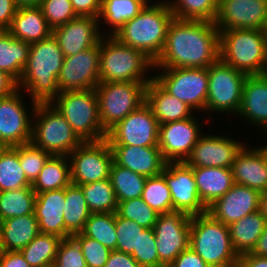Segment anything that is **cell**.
Here are the masks:
<instances>
[{
	"label": "cell",
	"mask_w": 267,
	"mask_h": 267,
	"mask_svg": "<svg viewBox=\"0 0 267 267\" xmlns=\"http://www.w3.org/2000/svg\"><path fill=\"white\" fill-rule=\"evenodd\" d=\"M116 226V250L132 255L134 250H138L140 242V233L145 229L134 220L120 217L115 212Z\"/></svg>",
	"instance_id": "bcb514c9"
},
{
	"label": "cell",
	"mask_w": 267,
	"mask_h": 267,
	"mask_svg": "<svg viewBox=\"0 0 267 267\" xmlns=\"http://www.w3.org/2000/svg\"><path fill=\"white\" fill-rule=\"evenodd\" d=\"M156 247L154 229L145 228L140 233L139 248L131 256L141 267H164L159 261Z\"/></svg>",
	"instance_id": "c3c4849f"
},
{
	"label": "cell",
	"mask_w": 267,
	"mask_h": 267,
	"mask_svg": "<svg viewBox=\"0 0 267 267\" xmlns=\"http://www.w3.org/2000/svg\"><path fill=\"white\" fill-rule=\"evenodd\" d=\"M72 237L78 242L88 267H104L112 250L97 240L85 236L82 232Z\"/></svg>",
	"instance_id": "681fc988"
},
{
	"label": "cell",
	"mask_w": 267,
	"mask_h": 267,
	"mask_svg": "<svg viewBox=\"0 0 267 267\" xmlns=\"http://www.w3.org/2000/svg\"><path fill=\"white\" fill-rule=\"evenodd\" d=\"M18 155L20 165L31 185L38 177L47 160L52 156L50 153L34 146L31 142L18 145Z\"/></svg>",
	"instance_id": "f6af8a7d"
},
{
	"label": "cell",
	"mask_w": 267,
	"mask_h": 267,
	"mask_svg": "<svg viewBox=\"0 0 267 267\" xmlns=\"http://www.w3.org/2000/svg\"><path fill=\"white\" fill-rule=\"evenodd\" d=\"M264 32L267 34V24L265 26Z\"/></svg>",
	"instance_id": "03108f58"
},
{
	"label": "cell",
	"mask_w": 267,
	"mask_h": 267,
	"mask_svg": "<svg viewBox=\"0 0 267 267\" xmlns=\"http://www.w3.org/2000/svg\"><path fill=\"white\" fill-rule=\"evenodd\" d=\"M168 4L173 17L179 20L215 22L218 14V0H174Z\"/></svg>",
	"instance_id": "60d3db41"
},
{
	"label": "cell",
	"mask_w": 267,
	"mask_h": 267,
	"mask_svg": "<svg viewBox=\"0 0 267 267\" xmlns=\"http://www.w3.org/2000/svg\"><path fill=\"white\" fill-rule=\"evenodd\" d=\"M77 16L98 18L101 0H70Z\"/></svg>",
	"instance_id": "f5cc1de1"
},
{
	"label": "cell",
	"mask_w": 267,
	"mask_h": 267,
	"mask_svg": "<svg viewBox=\"0 0 267 267\" xmlns=\"http://www.w3.org/2000/svg\"><path fill=\"white\" fill-rule=\"evenodd\" d=\"M99 18L81 17L52 29L64 57L75 55L97 45L102 38L99 29ZM99 30V31H98Z\"/></svg>",
	"instance_id": "44dd1931"
},
{
	"label": "cell",
	"mask_w": 267,
	"mask_h": 267,
	"mask_svg": "<svg viewBox=\"0 0 267 267\" xmlns=\"http://www.w3.org/2000/svg\"><path fill=\"white\" fill-rule=\"evenodd\" d=\"M100 41L92 48L64 57L57 78L60 93L95 89L99 84Z\"/></svg>",
	"instance_id": "9a60e30c"
},
{
	"label": "cell",
	"mask_w": 267,
	"mask_h": 267,
	"mask_svg": "<svg viewBox=\"0 0 267 267\" xmlns=\"http://www.w3.org/2000/svg\"><path fill=\"white\" fill-rule=\"evenodd\" d=\"M1 267H31L20 251H0Z\"/></svg>",
	"instance_id": "9f6ffc18"
},
{
	"label": "cell",
	"mask_w": 267,
	"mask_h": 267,
	"mask_svg": "<svg viewBox=\"0 0 267 267\" xmlns=\"http://www.w3.org/2000/svg\"><path fill=\"white\" fill-rule=\"evenodd\" d=\"M193 117L159 125L158 147L166 162H185L190 156L203 134L198 119Z\"/></svg>",
	"instance_id": "e0dca14e"
},
{
	"label": "cell",
	"mask_w": 267,
	"mask_h": 267,
	"mask_svg": "<svg viewBox=\"0 0 267 267\" xmlns=\"http://www.w3.org/2000/svg\"><path fill=\"white\" fill-rule=\"evenodd\" d=\"M148 84L99 82L95 91L98 96L100 121L106 132L146 102Z\"/></svg>",
	"instance_id": "9c48e42d"
},
{
	"label": "cell",
	"mask_w": 267,
	"mask_h": 267,
	"mask_svg": "<svg viewBox=\"0 0 267 267\" xmlns=\"http://www.w3.org/2000/svg\"><path fill=\"white\" fill-rule=\"evenodd\" d=\"M51 103L84 142L106 139L107 132L100 121L95 89L64 91L59 93Z\"/></svg>",
	"instance_id": "ba28073f"
},
{
	"label": "cell",
	"mask_w": 267,
	"mask_h": 267,
	"mask_svg": "<svg viewBox=\"0 0 267 267\" xmlns=\"http://www.w3.org/2000/svg\"><path fill=\"white\" fill-rule=\"evenodd\" d=\"M260 213L267 220V191L260 193L259 209Z\"/></svg>",
	"instance_id": "94428289"
},
{
	"label": "cell",
	"mask_w": 267,
	"mask_h": 267,
	"mask_svg": "<svg viewBox=\"0 0 267 267\" xmlns=\"http://www.w3.org/2000/svg\"><path fill=\"white\" fill-rule=\"evenodd\" d=\"M113 162L146 177L160 175L166 166L158 146L110 145Z\"/></svg>",
	"instance_id": "603a6c76"
},
{
	"label": "cell",
	"mask_w": 267,
	"mask_h": 267,
	"mask_svg": "<svg viewBox=\"0 0 267 267\" xmlns=\"http://www.w3.org/2000/svg\"><path fill=\"white\" fill-rule=\"evenodd\" d=\"M191 218L181 211L159 214L153 229L159 261L164 267L190 247Z\"/></svg>",
	"instance_id": "5bb4252c"
},
{
	"label": "cell",
	"mask_w": 267,
	"mask_h": 267,
	"mask_svg": "<svg viewBox=\"0 0 267 267\" xmlns=\"http://www.w3.org/2000/svg\"><path fill=\"white\" fill-rule=\"evenodd\" d=\"M18 7L21 6H37L41 0H14Z\"/></svg>",
	"instance_id": "6125c7cd"
},
{
	"label": "cell",
	"mask_w": 267,
	"mask_h": 267,
	"mask_svg": "<svg viewBox=\"0 0 267 267\" xmlns=\"http://www.w3.org/2000/svg\"><path fill=\"white\" fill-rule=\"evenodd\" d=\"M220 31L212 21L173 19L155 69L208 68L220 59Z\"/></svg>",
	"instance_id": "6da1fadb"
},
{
	"label": "cell",
	"mask_w": 267,
	"mask_h": 267,
	"mask_svg": "<svg viewBox=\"0 0 267 267\" xmlns=\"http://www.w3.org/2000/svg\"><path fill=\"white\" fill-rule=\"evenodd\" d=\"M110 180L118 203L142 195L147 177L113 162L110 170Z\"/></svg>",
	"instance_id": "f35d334b"
},
{
	"label": "cell",
	"mask_w": 267,
	"mask_h": 267,
	"mask_svg": "<svg viewBox=\"0 0 267 267\" xmlns=\"http://www.w3.org/2000/svg\"><path fill=\"white\" fill-rule=\"evenodd\" d=\"M91 213H114L118 201L110 178L79 185Z\"/></svg>",
	"instance_id": "ab89813d"
},
{
	"label": "cell",
	"mask_w": 267,
	"mask_h": 267,
	"mask_svg": "<svg viewBox=\"0 0 267 267\" xmlns=\"http://www.w3.org/2000/svg\"><path fill=\"white\" fill-rule=\"evenodd\" d=\"M39 233L34 213L0 221V251H20Z\"/></svg>",
	"instance_id": "f1b7e54d"
},
{
	"label": "cell",
	"mask_w": 267,
	"mask_h": 267,
	"mask_svg": "<svg viewBox=\"0 0 267 267\" xmlns=\"http://www.w3.org/2000/svg\"><path fill=\"white\" fill-rule=\"evenodd\" d=\"M33 113L31 143L55 156H68L84 141L50 103L31 101Z\"/></svg>",
	"instance_id": "8992f818"
},
{
	"label": "cell",
	"mask_w": 267,
	"mask_h": 267,
	"mask_svg": "<svg viewBox=\"0 0 267 267\" xmlns=\"http://www.w3.org/2000/svg\"><path fill=\"white\" fill-rule=\"evenodd\" d=\"M8 31L14 38L29 44L45 40L52 35V28L39 5L18 7Z\"/></svg>",
	"instance_id": "4316f807"
},
{
	"label": "cell",
	"mask_w": 267,
	"mask_h": 267,
	"mask_svg": "<svg viewBox=\"0 0 267 267\" xmlns=\"http://www.w3.org/2000/svg\"><path fill=\"white\" fill-rule=\"evenodd\" d=\"M20 91L21 89L18 88L12 94L0 98V145L2 147H14L31 142L32 119L28 115L29 111H26Z\"/></svg>",
	"instance_id": "ac0fdd59"
},
{
	"label": "cell",
	"mask_w": 267,
	"mask_h": 267,
	"mask_svg": "<svg viewBox=\"0 0 267 267\" xmlns=\"http://www.w3.org/2000/svg\"><path fill=\"white\" fill-rule=\"evenodd\" d=\"M18 9L14 0H0V30H8Z\"/></svg>",
	"instance_id": "db71d44e"
},
{
	"label": "cell",
	"mask_w": 267,
	"mask_h": 267,
	"mask_svg": "<svg viewBox=\"0 0 267 267\" xmlns=\"http://www.w3.org/2000/svg\"><path fill=\"white\" fill-rule=\"evenodd\" d=\"M202 203L208 207L235 183L231 168L191 167Z\"/></svg>",
	"instance_id": "f546056e"
},
{
	"label": "cell",
	"mask_w": 267,
	"mask_h": 267,
	"mask_svg": "<svg viewBox=\"0 0 267 267\" xmlns=\"http://www.w3.org/2000/svg\"><path fill=\"white\" fill-rule=\"evenodd\" d=\"M36 192L23 187L0 192V221L34 213Z\"/></svg>",
	"instance_id": "74e56055"
},
{
	"label": "cell",
	"mask_w": 267,
	"mask_h": 267,
	"mask_svg": "<svg viewBox=\"0 0 267 267\" xmlns=\"http://www.w3.org/2000/svg\"><path fill=\"white\" fill-rule=\"evenodd\" d=\"M260 192L247 186L234 184L222 197L207 207L216 220L230 225L259 209Z\"/></svg>",
	"instance_id": "7402d4cb"
},
{
	"label": "cell",
	"mask_w": 267,
	"mask_h": 267,
	"mask_svg": "<svg viewBox=\"0 0 267 267\" xmlns=\"http://www.w3.org/2000/svg\"><path fill=\"white\" fill-rule=\"evenodd\" d=\"M68 158L72 184L84 185L110 178L113 154L106 139L85 141Z\"/></svg>",
	"instance_id": "7c38bea8"
},
{
	"label": "cell",
	"mask_w": 267,
	"mask_h": 267,
	"mask_svg": "<svg viewBox=\"0 0 267 267\" xmlns=\"http://www.w3.org/2000/svg\"><path fill=\"white\" fill-rule=\"evenodd\" d=\"M250 253L259 257H267V224Z\"/></svg>",
	"instance_id": "91938a15"
},
{
	"label": "cell",
	"mask_w": 267,
	"mask_h": 267,
	"mask_svg": "<svg viewBox=\"0 0 267 267\" xmlns=\"http://www.w3.org/2000/svg\"><path fill=\"white\" fill-rule=\"evenodd\" d=\"M53 267H88L80 245L72 236L61 240Z\"/></svg>",
	"instance_id": "f907efd6"
},
{
	"label": "cell",
	"mask_w": 267,
	"mask_h": 267,
	"mask_svg": "<svg viewBox=\"0 0 267 267\" xmlns=\"http://www.w3.org/2000/svg\"><path fill=\"white\" fill-rule=\"evenodd\" d=\"M104 267H141L130 255L117 250H112Z\"/></svg>",
	"instance_id": "11a10c76"
},
{
	"label": "cell",
	"mask_w": 267,
	"mask_h": 267,
	"mask_svg": "<svg viewBox=\"0 0 267 267\" xmlns=\"http://www.w3.org/2000/svg\"><path fill=\"white\" fill-rule=\"evenodd\" d=\"M64 204L65 188L36 193L34 214L40 233L65 238Z\"/></svg>",
	"instance_id": "d4e9b609"
},
{
	"label": "cell",
	"mask_w": 267,
	"mask_h": 267,
	"mask_svg": "<svg viewBox=\"0 0 267 267\" xmlns=\"http://www.w3.org/2000/svg\"><path fill=\"white\" fill-rule=\"evenodd\" d=\"M263 75L267 76V52H266V63H265V69H264Z\"/></svg>",
	"instance_id": "e7e4bbea"
},
{
	"label": "cell",
	"mask_w": 267,
	"mask_h": 267,
	"mask_svg": "<svg viewBox=\"0 0 267 267\" xmlns=\"http://www.w3.org/2000/svg\"><path fill=\"white\" fill-rule=\"evenodd\" d=\"M247 76L220 59L209 66L205 112L238 113Z\"/></svg>",
	"instance_id": "30bf717a"
},
{
	"label": "cell",
	"mask_w": 267,
	"mask_h": 267,
	"mask_svg": "<svg viewBox=\"0 0 267 267\" xmlns=\"http://www.w3.org/2000/svg\"><path fill=\"white\" fill-rule=\"evenodd\" d=\"M266 224L267 220L257 210L229 225L232 246L238 255L252 251Z\"/></svg>",
	"instance_id": "4dcf8cb0"
},
{
	"label": "cell",
	"mask_w": 267,
	"mask_h": 267,
	"mask_svg": "<svg viewBox=\"0 0 267 267\" xmlns=\"http://www.w3.org/2000/svg\"><path fill=\"white\" fill-rule=\"evenodd\" d=\"M226 136L201 135L185 163L190 167L231 168L236 155L244 146Z\"/></svg>",
	"instance_id": "ffe728a7"
},
{
	"label": "cell",
	"mask_w": 267,
	"mask_h": 267,
	"mask_svg": "<svg viewBox=\"0 0 267 267\" xmlns=\"http://www.w3.org/2000/svg\"><path fill=\"white\" fill-rule=\"evenodd\" d=\"M231 171L235 184L250 187L260 193L267 191V167L257 148L244 145L236 155Z\"/></svg>",
	"instance_id": "484cf974"
},
{
	"label": "cell",
	"mask_w": 267,
	"mask_h": 267,
	"mask_svg": "<svg viewBox=\"0 0 267 267\" xmlns=\"http://www.w3.org/2000/svg\"><path fill=\"white\" fill-rule=\"evenodd\" d=\"M168 267H210L191 247L182 251Z\"/></svg>",
	"instance_id": "816d5d0a"
},
{
	"label": "cell",
	"mask_w": 267,
	"mask_h": 267,
	"mask_svg": "<svg viewBox=\"0 0 267 267\" xmlns=\"http://www.w3.org/2000/svg\"><path fill=\"white\" fill-rule=\"evenodd\" d=\"M17 89V81L5 71L0 70V98L12 94Z\"/></svg>",
	"instance_id": "6f0895ef"
},
{
	"label": "cell",
	"mask_w": 267,
	"mask_h": 267,
	"mask_svg": "<svg viewBox=\"0 0 267 267\" xmlns=\"http://www.w3.org/2000/svg\"><path fill=\"white\" fill-rule=\"evenodd\" d=\"M258 151L261 153V155L263 156V159L266 163V167H267V145H264L263 147H257Z\"/></svg>",
	"instance_id": "be15d7a7"
},
{
	"label": "cell",
	"mask_w": 267,
	"mask_h": 267,
	"mask_svg": "<svg viewBox=\"0 0 267 267\" xmlns=\"http://www.w3.org/2000/svg\"><path fill=\"white\" fill-rule=\"evenodd\" d=\"M30 44L14 38L8 30H0V70L17 82L29 57Z\"/></svg>",
	"instance_id": "1f68e13d"
},
{
	"label": "cell",
	"mask_w": 267,
	"mask_h": 267,
	"mask_svg": "<svg viewBox=\"0 0 267 267\" xmlns=\"http://www.w3.org/2000/svg\"><path fill=\"white\" fill-rule=\"evenodd\" d=\"M62 238L39 233L20 252L31 267H49L54 264Z\"/></svg>",
	"instance_id": "8d00e7d4"
},
{
	"label": "cell",
	"mask_w": 267,
	"mask_h": 267,
	"mask_svg": "<svg viewBox=\"0 0 267 267\" xmlns=\"http://www.w3.org/2000/svg\"><path fill=\"white\" fill-rule=\"evenodd\" d=\"M82 233L97 240L110 250H116V226L114 213H91Z\"/></svg>",
	"instance_id": "b9f144b4"
},
{
	"label": "cell",
	"mask_w": 267,
	"mask_h": 267,
	"mask_svg": "<svg viewBox=\"0 0 267 267\" xmlns=\"http://www.w3.org/2000/svg\"><path fill=\"white\" fill-rule=\"evenodd\" d=\"M153 79L170 95L187 104L193 112L205 111L208 95V68H169ZM195 109V110H194Z\"/></svg>",
	"instance_id": "8fae6325"
},
{
	"label": "cell",
	"mask_w": 267,
	"mask_h": 267,
	"mask_svg": "<svg viewBox=\"0 0 267 267\" xmlns=\"http://www.w3.org/2000/svg\"><path fill=\"white\" fill-rule=\"evenodd\" d=\"M63 60V51L53 35L30 44L28 61L17 82L18 88H24L37 103H50L60 93L57 78Z\"/></svg>",
	"instance_id": "7a4b0ae2"
},
{
	"label": "cell",
	"mask_w": 267,
	"mask_h": 267,
	"mask_svg": "<svg viewBox=\"0 0 267 267\" xmlns=\"http://www.w3.org/2000/svg\"><path fill=\"white\" fill-rule=\"evenodd\" d=\"M214 23L219 31H264L267 24V0H218V14Z\"/></svg>",
	"instance_id": "d6986e66"
},
{
	"label": "cell",
	"mask_w": 267,
	"mask_h": 267,
	"mask_svg": "<svg viewBox=\"0 0 267 267\" xmlns=\"http://www.w3.org/2000/svg\"><path fill=\"white\" fill-rule=\"evenodd\" d=\"M31 187L19 161L18 146L0 148V192Z\"/></svg>",
	"instance_id": "d590c367"
},
{
	"label": "cell",
	"mask_w": 267,
	"mask_h": 267,
	"mask_svg": "<svg viewBox=\"0 0 267 267\" xmlns=\"http://www.w3.org/2000/svg\"><path fill=\"white\" fill-rule=\"evenodd\" d=\"M90 215L91 212L85 201L81 187L71 183L65 188V204L63 210L65 238L82 232Z\"/></svg>",
	"instance_id": "d6a6232c"
},
{
	"label": "cell",
	"mask_w": 267,
	"mask_h": 267,
	"mask_svg": "<svg viewBox=\"0 0 267 267\" xmlns=\"http://www.w3.org/2000/svg\"><path fill=\"white\" fill-rule=\"evenodd\" d=\"M171 192L173 211H181L190 216L207 212L196 186L193 169L185 162H166L161 173Z\"/></svg>",
	"instance_id": "2e32d148"
},
{
	"label": "cell",
	"mask_w": 267,
	"mask_h": 267,
	"mask_svg": "<svg viewBox=\"0 0 267 267\" xmlns=\"http://www.w3.org/2000/svg\"><path fill=\"white\" fill-rule=\"evenodd\" d=\"M68 156L52 155L31 185L36 193L66 188L71 184Z\"/></svg>",
	"instance_id": "836d02e7"
},
{
	"label": "cell",
	"mask_w": 267,
	"mask_h": 267,
	"mask_svg": "<svg viewBox=\"0 0 267 267\" xmlns=\"http://www.w3.org/2000/svg\"><path fill=\"white\" fill-rule=\"evenodd\" d=\"M159 122L144 103L107 131L109 145L158 146Z\"/></svg>",
	"instance_id": "4fadbf2b"
},
{
	"label": "cell",
	"mask_w": 267,
	"mask_h": 267,
	"mask_svg": "<svg viewBox=\"0 0 267 267\" xmlns=\"http://www.w3.org/2000/svg\"><path fill=\"white\" fill-rule=\"evenodd\" d=\"M160 2L147 3L113 35L122 44L143 51L153 61L161 54L168 26L174 19L168 1Z\"/></svg>",
	"instance_id": "3957f363"
},
{
	"label": "cell",
	"mask_w": 267,
	"mask_h": 267,
	"mask_svg": "<svg viewBox=\"0 0 267 267\" xmlns=\"http://www.w3.org/2000/svg\"><path fill=\"white\" fill-rule=\"evenodd\" d=\"M39 6L52 29L78 17L70 0H41Z\"/></svg>",
	"instance_id": "7dc6e473"
},
{
	"label": "cell",
	"mask_w": 267,
	"mask_h": 267,
	"mask_svg": "<svg viewBox=\"0 0 267 267\" xmlns=\"http://www.w3.org/2000/svg\"><path fill=\"white\" fill-rule=\"evenodd\" d=\"M145 103L151 108L159 124L193 116L191 107L166 92L154 79L147 85Z\"/></svg>",
	"instance_id": "83f0119b"
},
{
	"label": "cell",
	"mask_w": 267,
	"mask_h": 267,
	"mask_svg": "<svg viewBox=\"0 0 267 267\" xmlns=\"http://www.w3.org/2000/svg\"><path fill=\"white\" fill-rule=\"evenodd\" d=\"M190 247L210 267H236L238 264L239 255L232 246L229 226L208 212L192 216Z\"/></svg>",
	"instance_id": "5b68a950"
},
{
	"label": "cell",
	"mask_w": 267,
	"mask_h": 267,
	"mask_svg": "<svg viewBox=\"0 0 267 267\" xmlns=\"http://www.w3.org/2000/svg\"><path fill=\"white\" fill-rule=\"evenodd\" d=\"M141 198L158 214L173 211L171 192L162 174L147 177Z\"/></svg>",
	"instance_id": "7bdbcfd3"
},
{
	"label": "cell",
	"mask_w": 267,
	"mask_h": 267,
	"mask_svg": "<svg viewBox=\"0 0 267 267\" xmlns=\"http://www.w3.org/2000/svg\"><path fill=\"white\" fill-rule=\"evenodd\" d=\"M267 133V76L248 75L243 85L241 106L237 113Z\"/></svg>",
	"instance_id": "cb8c5ba5"
},
{
	"label": "cell",
	"mask_w": 267,
	"mask_h": 267,
	"mask_svg": "<svg viewBox=\"0 0 267 267\" xmlns=\"http://www.w3.org/2000/svg\"><path fill=\"white\" fill-rule=\"evenodd\" d=\"M236 267H267V257H259L249 253L239 255Z\"/></svg>",
	"instance_id": "680465c9"
},
{
	"label": "cell",
	"mask_w": 267,
	"mask_h": 267,
	"mask_svg": "<svg viewBox=\"0 0 267 267\" xmlns=\"http://www.w3.org/2000/svg\"><path fill=\"white\" fill-rule=\"evenodd\" d=\"M105 39L103 36L100 39V82L149 83L153 79V76L145 79L144 74L154 69V61L143 51L122 44L113 35Z\"/></svg>",
	"instance_id": "277c9868"
},
{
	"label": "cell",
	"mask_w": 267,
	"mask_h": 267,
	"mask_svg": "<svg viewBox=\"0 0 267 267\" xmlns=\"http://www.w3.org/2000/svg\"><path fill=\"white\" fill-rule=\"evenodd\" d=\"M116 213L125 219L134 220L143 228H154L159 216L141 197L120 201Z\"/></svg>",
	"instance_id": "ee69618b"
},
{
	"label": "cell",
	"mask_w": 267,
	"mask_h": 267,
	"mask_svg": "<svg viewBox=\"0 0 267 267\" xmlns=\"http://www.w3.org/2000/svg\"><path fill=\"white\" fill-rule=\"evenodd\" d=\"M220 60L247 75H262L265 69L267 34L263 30L220 31Z\"/></svg>",
	"instance_id": "52a82bcc"
},
{
	"label": "cell",
	"mask_w": 267,
	"mask_h": 267,
	"mask_svg": "<svg viewBox=\"0 0 267 267\" xmlns=\"http://www.w3.org/2000/svg\"><path fill=\"white\" fill-rule=\"evenodd\" d=\"M150 0H101L99 21L104 19L113 28L110 35L117 33L129 20L137 16ZM101 18V19H100Z\"/></svg>",
	"instance_id": "e575fe53"
}]
</instances>
